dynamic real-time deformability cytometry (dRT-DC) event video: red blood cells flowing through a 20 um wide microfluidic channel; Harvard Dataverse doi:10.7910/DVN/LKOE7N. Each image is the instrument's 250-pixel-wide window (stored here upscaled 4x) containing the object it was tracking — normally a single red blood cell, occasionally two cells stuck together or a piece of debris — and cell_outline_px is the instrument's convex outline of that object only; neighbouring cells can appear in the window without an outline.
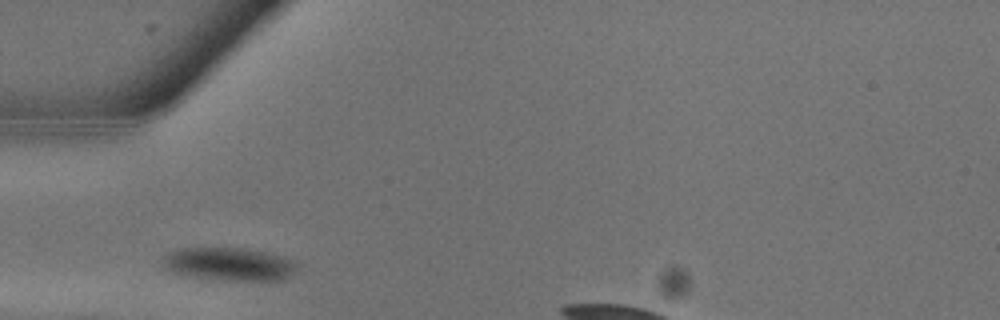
{"species": "common noctule bat (a hibernating species)", "species_latin": "Nyctalus noctula", "temperature_condition": "warm", "stored_images_in_passage": 4, "camera_frame_rate_fps": 3000, "um_per_image_px": 0.085, "animal": {"sex": "male", "body_mass_g": 13.3}, "frame": {"image": 1, "passage_image": 1, "time_ms": 0.0, "image_size_px": [1000, 320], "cell_outline_px": [[296, 272], [280, 280], [220, 280], [172, 272], [164, 268], [160, 256], [168, 252], [180, 248], [244, 248], [272, 252], [296, 260]], "centroid_in_image_um": [19.49, 22.42], "position_along_channel_um": 65.5, "area_um2": 26.18}}
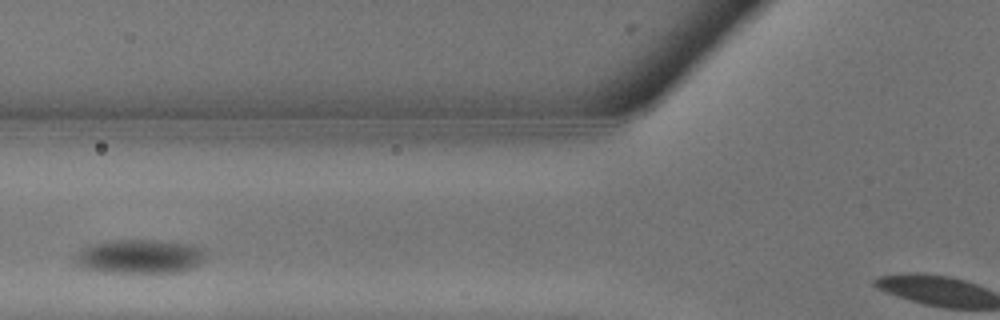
{"frame": {"image": 2, "passage_image": 3, "time_ms": 0.667, "image_size_px": [1000, 320], "cell_outline_px": [[208, 252], [204, 260], [196, 268], [180, 272], [96, 272], [80, 268], [76, 264], [76, 252], [80, 248], [88, 244], [112, 240], [156, 240], [192, 244]], "centroid_in_image_um": [11.87, 21.8], "position_along_channel_um": 113.9, "area_um2": 26.53}}